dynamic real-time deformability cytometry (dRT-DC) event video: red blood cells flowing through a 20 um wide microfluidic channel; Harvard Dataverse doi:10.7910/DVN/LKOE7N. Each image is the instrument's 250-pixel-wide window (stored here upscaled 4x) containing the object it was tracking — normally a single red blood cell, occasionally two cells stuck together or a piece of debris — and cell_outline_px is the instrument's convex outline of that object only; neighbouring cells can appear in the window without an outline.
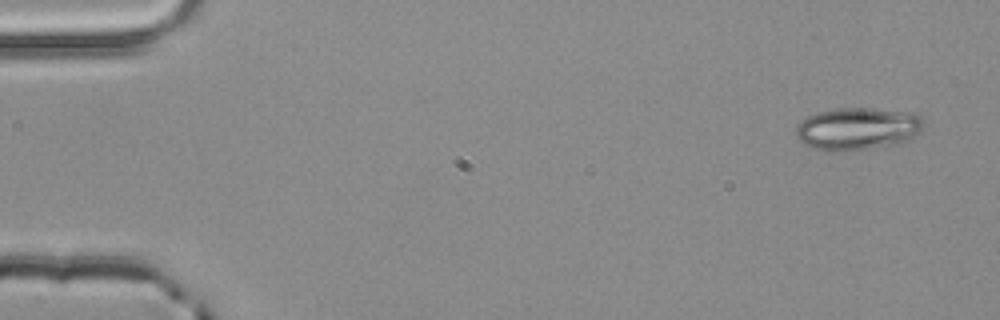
{"species": "common noctule bat (a hibernating species)", "species_latin": "Nyctalus noctula", "temperature_condition": "room temperature", "stored_images_in_passage": 4, "camera_frame_rate_fps": 3000, "um_per_image_px": 0.085, "animal": {"sex": "male", "body_mass_g": 20.4}, "frame": {"image": 1, "passage_image": 1, "time_ms": 0.0, "image_size_px": [1000, 320], "cell_outline_px": [[928, 124], [920, 132], [908, 140], [900, 144], [868, 148], [812, 148], [804, 144], [796, 136], [796, 128], [800, 120], [816, 112], [836, 108], [872, 108], [916, 112], [924, 116]], "centroid_in_image_um": [73.02, 10.88], "position_along_channel_um": 12.0, "area_um2": 31.56}}